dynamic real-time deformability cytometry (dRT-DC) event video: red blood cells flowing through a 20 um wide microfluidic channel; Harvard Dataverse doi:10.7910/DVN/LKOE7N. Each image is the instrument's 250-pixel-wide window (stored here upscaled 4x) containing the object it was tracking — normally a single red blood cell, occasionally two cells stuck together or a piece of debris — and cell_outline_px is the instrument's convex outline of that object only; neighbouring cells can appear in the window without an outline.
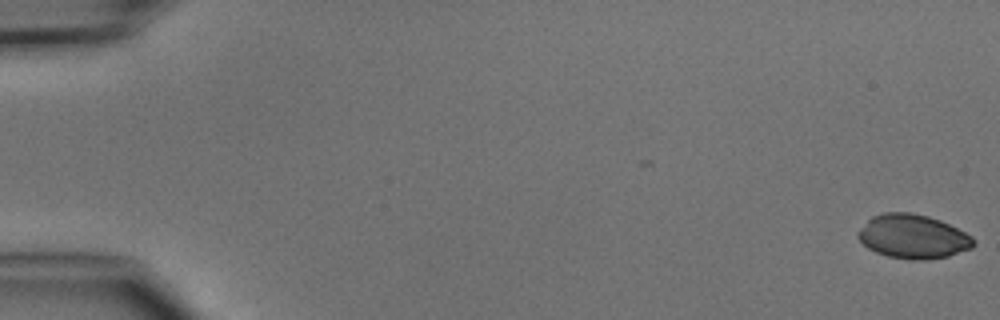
{"species": "common noctule bat (a hibernating species)", "species_latin": "Nyctalus noctula", "temperature_condition": "cold", "stored_images_in_passage": 4, "camera_frame_rate_fps": 3000, "um_per_image_px": 0.085, "animal": {"sex": "male", "body_mass_g": 15.6}, "frame": {"image": 1, "passage_image": 1, "time_ms": 0.0, "image_size_px": [1000, 320], "cell_outline_px": [[976, 244], [972, 248], [948, 256], [924, 260], [912, 260], [888, 256], [876, 252], [868, 248], [856, 236], [856, 232], [872, 216], [884, 212], [912, 212], [928, 216], [940, 220], [972, 236], [976, 240]], "centroid_in_image_um": [77.6, 20.1], "position_along_channel_um": 7.4, "area_um2": 29.71}}
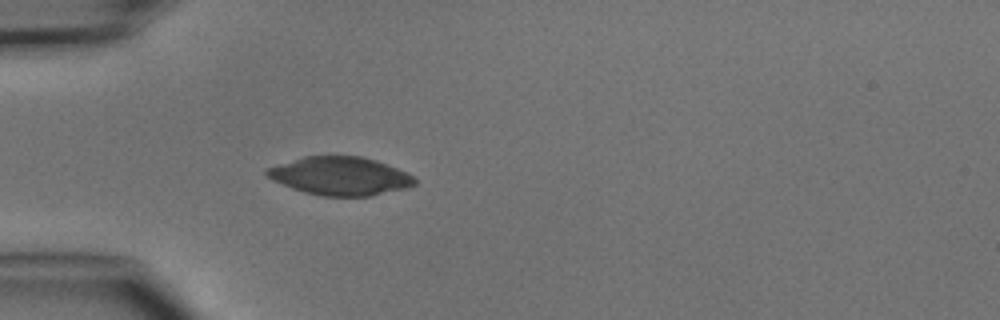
{"frame": {"image": 2, "passage_image": 4, "time_ms": 4.667, "image_size_px": [1000, 320], "cell_outline_px": [[416, 184], [404, 188], [372, 196], [324, 196], [304, 192], [292, 188], [272, 180], [264, 172], [268, 168], [304, 156], [364, 156], [376, 160], [408, 172], [416, 180]], "centroid_in_image_um": [28.93, 14.96], "position_along_channel_um": 56.1, "area_um2": 32.83}}